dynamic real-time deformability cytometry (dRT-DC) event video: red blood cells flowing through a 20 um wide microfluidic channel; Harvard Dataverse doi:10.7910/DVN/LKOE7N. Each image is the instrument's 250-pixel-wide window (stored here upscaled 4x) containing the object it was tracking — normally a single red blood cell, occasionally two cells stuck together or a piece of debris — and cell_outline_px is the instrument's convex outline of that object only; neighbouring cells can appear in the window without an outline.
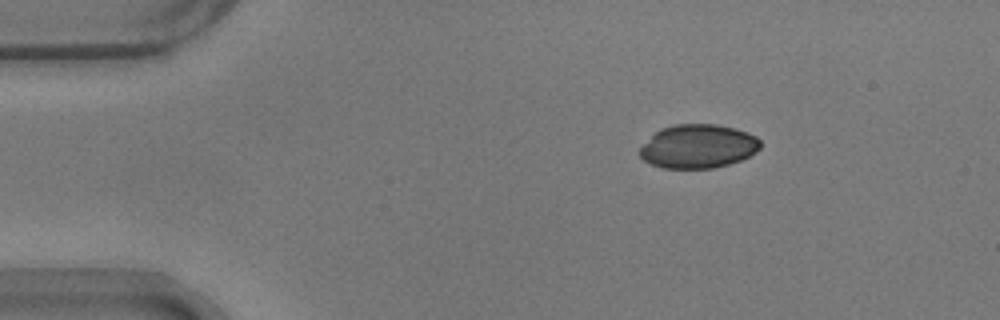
{"species": "common noctule bat (a hibernating species)", "species_latin": "Nyctalus noctula", "temperature_condition": "warm", "stored_images_in_passage": 47, "camera_frame_rate_fps": 3000, "um_per_image_px": 0.085, "animal": {"sex": "male", "body_mass_g": 17.9}, "frame": {"image": 1, "passage_image": 2, "time_ms": 0.333, "image_size_px": [1000, 320], "cell_outline_px": [[760, 148], [756, 152], [740, 160], [728, 164], [712, 168], [664, 168], [652, 164], [644, 160], [636, 152], [660, 128], [676, 124], [716, 124], [736, 128], [748, 132], [756, 136], [760, 140]], "centroid_in_image_um": [59.34, 12.43], "position_along_channel_um": 25.7, "area_um2": 30.75}}